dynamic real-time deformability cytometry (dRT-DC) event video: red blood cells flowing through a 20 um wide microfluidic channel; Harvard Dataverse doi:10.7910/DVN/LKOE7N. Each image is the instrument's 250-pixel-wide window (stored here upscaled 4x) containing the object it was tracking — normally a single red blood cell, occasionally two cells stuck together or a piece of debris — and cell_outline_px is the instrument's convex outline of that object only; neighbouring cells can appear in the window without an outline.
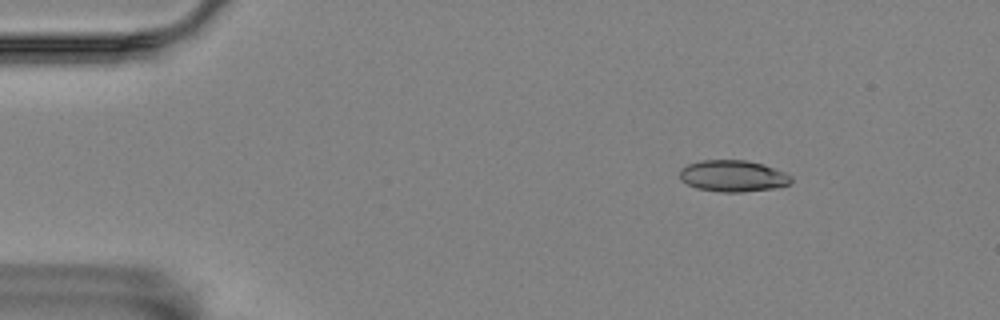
{"species": "Egyptian fruit bat (a non-hibernating species)", "species_latin": "Rousettus aegyptiacus", "temperature_condition": "room temperature", "stored_images_in_passage": 4, "camera_frame_rate_fps": 3000, "um_per_image_px": 0.085, "animal": {"sex": "female"}, "frame": {"image": 1, "passage_image": 1, "time_ms": 0.0, "image_size_px": [1000, 320], "cell_outline_px": [[792, 180], [788, 184], [776, 188], [740, 192], [720, 192], [696, 188], [680, 180], [680, 168], [688, 164], [700, 160], [744, 160], [760, 164], [784, 172], [792, 176]], "centroid_in_image_um": [62.26, 14.96], "position_along_channel_um": 22.7, "area_um2": 20.35}}
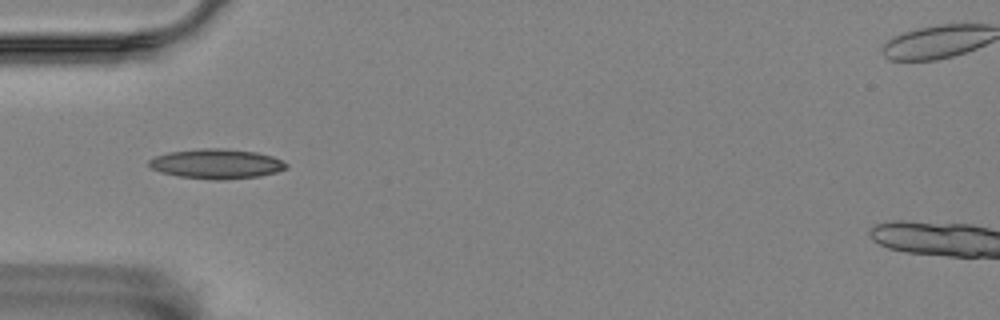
{"frame": {"image": 2, "passage_image": 4, "time_ms": 1.0, "image_size_px": [1000, 320], "cell_outline_px": [[288, 168], [276, 172], [260, 176], [224, 180], [216, 180], [176, 176], [160, 172], [152, 168], [148, 164], [148, 160], [156, 156], [168, 152], [204, 148], [220, 148], [256, 152], [272, 156], [288, 164]], "centroid_in_image_um": [18.4, 13.93], "position_along_channel_um": 66.6, "area_um2": 23.81}}